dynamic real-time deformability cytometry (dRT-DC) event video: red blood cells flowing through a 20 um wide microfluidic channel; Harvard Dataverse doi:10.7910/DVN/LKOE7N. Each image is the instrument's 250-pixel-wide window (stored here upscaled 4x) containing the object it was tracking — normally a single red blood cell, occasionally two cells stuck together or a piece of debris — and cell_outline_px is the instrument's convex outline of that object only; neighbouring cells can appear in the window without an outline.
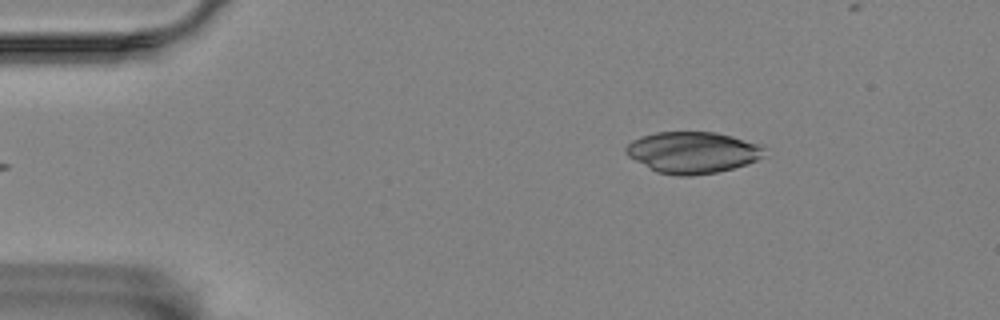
{"species": "Egyptian fruit bat (a non-hibernating species)", "species_latin": "Rousettus aegyptiacus", "temperature_condition": "room temperature", "stored_images_in_passage": 45, "camera_frame_rate_fps": 3000, "um_per_image_px": 0.085, "animal": {"sex": "female"}, "frame": {"image": 1, "passage_image": 2, "time_ms": 0.333, "image_size_px": [1000, 320], "cell_outline_px": [[764, 156], [756, 160], [732, 168], [716, 172], [692, 176], [680, 176], [656, 172], [648, 168], [628, 156], [624, 152], [624, 148], [632, 140], [656, 132], [716, 132], [732, 136], [760, 144], [764, 148]], "centroid_in_image_um": [58.85, 12.95], "position_along_channel_um": 26.2, "area_um2": 33.35}}
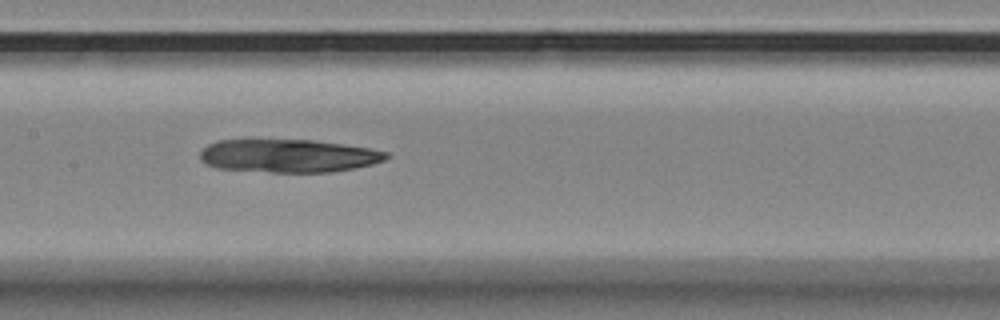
{"frame": {"image": 2, "passage_image": 21, "time_ms": 6.667, "image_size_px": [1000, 320], "cell_outline_px": [[388, 156], [384, 160], [372, 164], [356, 168], [332, 172], [272, 172], [216, 168], [200, 160], [200, 152], [208, 144], [216, 140], [312, 140], [368, 148], [388, 152]], "centroid_in_image_um": [24.49, 13.25], "position_along_channel_um": 182.9, "area_um2": 35.78}}
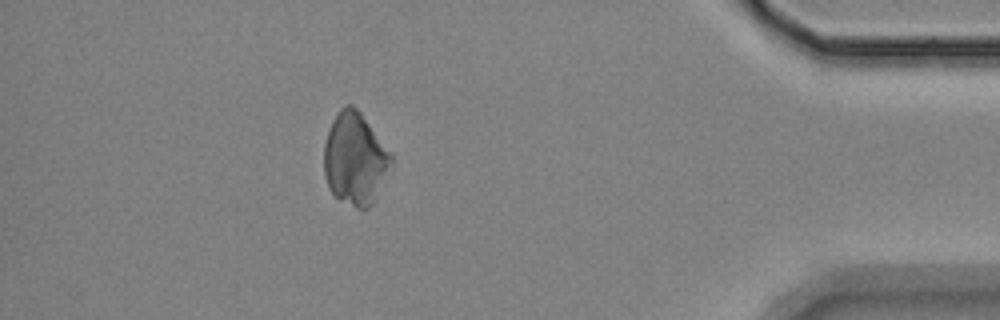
{"frame": {"image": 3, "passage_image": 44, "time_ms": 14.333, "image_size_px": [1000, 320], "cell_outline_px": [[392, 160], [372, 204], [368, 208], [356, 208], [340, 200], [328, 188], [324, 176], [324, 144], [332, 120], [340, 108], [344, 104], [352, 104], [360, 112], [392, 152]], "centroid_in_image_um": [30.15, 13.47], "position_along_channel_um": 405.1, "area_um2": 35.89}}